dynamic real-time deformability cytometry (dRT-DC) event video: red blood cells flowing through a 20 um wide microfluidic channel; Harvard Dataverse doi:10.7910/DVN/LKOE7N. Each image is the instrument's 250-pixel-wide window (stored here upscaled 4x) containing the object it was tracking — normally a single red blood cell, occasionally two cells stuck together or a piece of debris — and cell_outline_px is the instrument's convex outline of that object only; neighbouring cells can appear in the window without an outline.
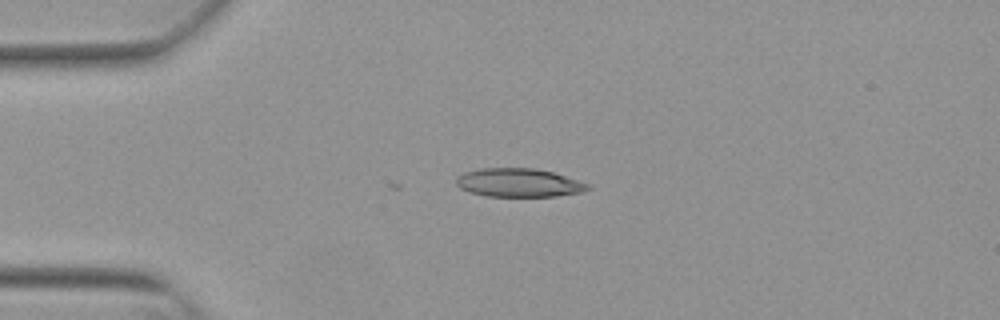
{"species": "Egyptian fruit bat (a non-hibernating species)", "species_latin": "Rousettus aegyptiacus", "temperature_condition": "warm", "stored_images_in_passage": 8, "camera_frame_rate_fps": 3000, "um_per_image_px": 0.085, "animal": {"sex": "female"}, "frame": {"image": 1, "passage_image": 1, "time_ms": 0.0, "image_size_px": [1000, 320], "cell_outline_px": [[592, 188], [580, 192], [556, 196], [488, 196], [468, 192], [460, 188], [456, 184], [456, 176], [464, 172], [480, 168], [536, 168], [552, 172], [592, 184]], "centroid_in_image_um": [44.09, 15.52], "position_along_channel_um": 40.9, "area_um2": 22.02}}
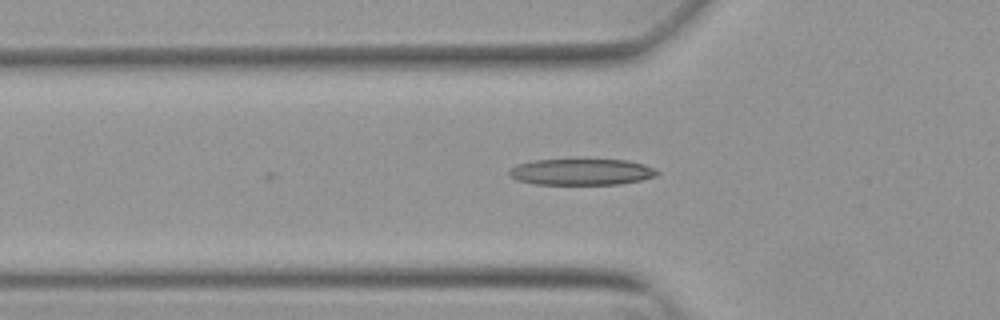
{"frame": {"image": 2, "passage_image": 6, "time_ms": 1.667, "image_size_px": [1000, 320], "cell_outline_px": [[660, 172], [656, 176], [640, 180], [620, 184], [536, 184], [516, 180], [508, 172], [516, 164], [532, 160], [580, 156], [628, 160], [644, 164], [656, 168]], "centroid_in_image_um": [49.44, 14.54], "position_along_channel_um": 76.4, "area_um2": 23.99}}